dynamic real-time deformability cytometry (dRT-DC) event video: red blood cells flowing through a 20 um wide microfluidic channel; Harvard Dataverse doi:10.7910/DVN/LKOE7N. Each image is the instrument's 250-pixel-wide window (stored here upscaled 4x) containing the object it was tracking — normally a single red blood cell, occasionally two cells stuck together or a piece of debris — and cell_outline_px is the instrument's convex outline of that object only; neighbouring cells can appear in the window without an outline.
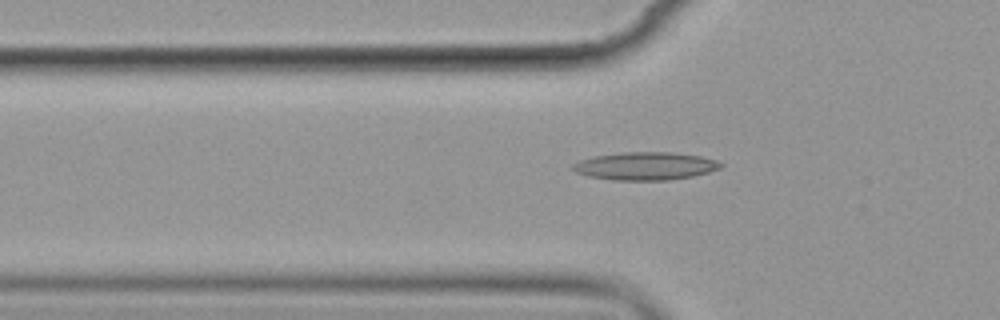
{"species": "common noctule bat (a hibernating species)", "species_latin": "Nyctalus noctula", "temperature_condition": "cold", "stored_images_in_passage": 7, "camera_frame_rate_fps": 3000, "um_per_image_px": 0.085, "animal": {"sex": "female", "body_mass_g": 19.9}, "frame": {"image": 1, "passage_image": 6, "time_ms": 6.667, "image_size_px": [1000, 320], "cell_outline_px": [[724, 164], [720, 168], [708, 172], [692, 176], [668, 180], [612, 180], [588, 176], [576, 172], [568, 168], [572, 164], [580, 160], [592, 156], [624, 152], [672, 152], [700, 156], [716, 160]], "centroid_in_image_um": [54.81, 14.11], "position_along_channel_um": 71.0, "area_um2": 24.16}}
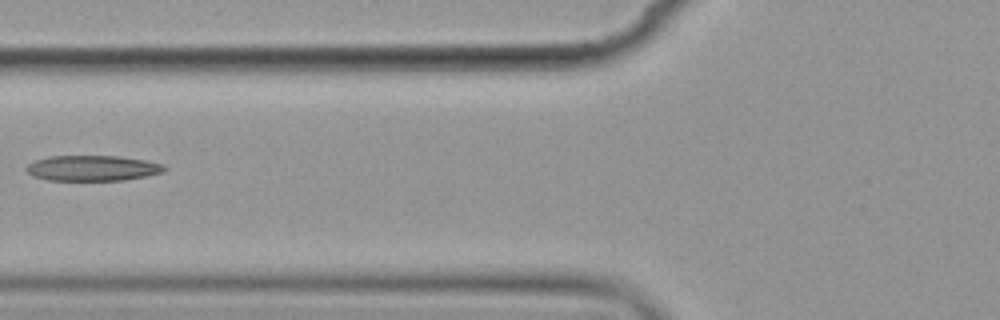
{"frame": {"image": 2, "passage_image": 7, "time_ms": 8.0, "image_size_px": [1000, 320], "cell_outline_px": [[168, 168], [164, 172], [124, 180], [48, 180], [32, 176], [24, 168], [28, 164], [36, 160], [48, 156], [120, 156], [144, 160], [164, 164]], "centroid_in_image_um": [7.87, 14.29], "position_along_channel_um": 117.9, "area_um2": 20.52}}